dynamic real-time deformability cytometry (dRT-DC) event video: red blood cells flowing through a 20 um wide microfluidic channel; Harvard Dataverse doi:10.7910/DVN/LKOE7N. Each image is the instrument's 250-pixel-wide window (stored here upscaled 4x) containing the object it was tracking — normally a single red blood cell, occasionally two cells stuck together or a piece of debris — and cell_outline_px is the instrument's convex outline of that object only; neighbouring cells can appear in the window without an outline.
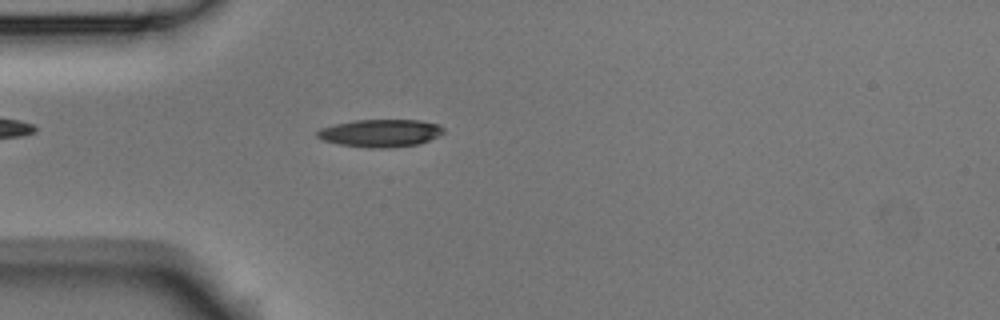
{"species": "Egyptian fruit bat (a non-hibernating species)", "species_latin": "Rousettus aegyptiacus", "temperature_condition": "room temperature", "stored_images_in_passage": 4, "camera_frame_rate_fps": 3000, "um_per_image_px": 0.085, "animal": {"sex": "male"}, "frame": {"image": 1, "passage_image": 4, "time_ms": 1.0, "image_size_px": [1000, 320], "cell_outline_px": [[444, 132], [428, 140], [416, 144], [388, 148], [368, 148], [340, 144], [324, 140], [316, 136], [316, 132], [320, 128], [336, 124], [356, 120], [420, 120], [440, 124], [444, 128]], "centroid_in_image_um": [32.34, 11.31], "position_along_channel_um": 52.7, "area_um2": 20.17}}